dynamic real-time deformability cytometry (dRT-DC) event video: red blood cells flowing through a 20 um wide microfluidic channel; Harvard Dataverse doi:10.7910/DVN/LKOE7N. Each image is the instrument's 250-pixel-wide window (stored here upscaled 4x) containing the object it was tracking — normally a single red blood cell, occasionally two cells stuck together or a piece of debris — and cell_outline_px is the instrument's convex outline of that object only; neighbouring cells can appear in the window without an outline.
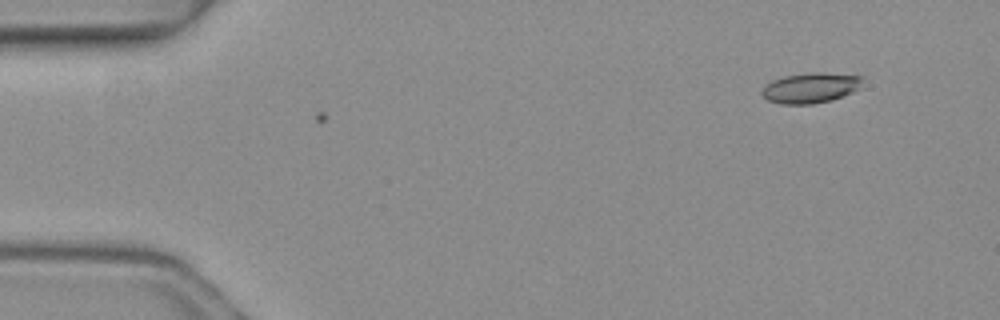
{"species": "common noctule bat (a hibernating species)", "species_latin": "Nyctalus noctula", "temperature_condition": "warm", "stored_images_in_passage": 5, "camera_frame_rate_fps": 3000, "um_per_image_px": 0.085, "animal": {"sex": "female", "body_mass_g": 19.3, "forearm_length_mm": 54.1}, "frame": {"image": 1, "passage_image": 1, "time_ms": 0.0, "image_size_px": [1000, 320], "cell_outline_px": [[864, 76], [860, 88], [852, 92], [832, 100], [812, 104], [780, 104], [768, 100], [760, 92], [764, 84], [772, 80], [784, 76], [812, 72], [820, 72]], "centroid_in_image_um": [68.89, 7.46], "position_along_channel_um": 16.1, "area_um2": 17.92}}
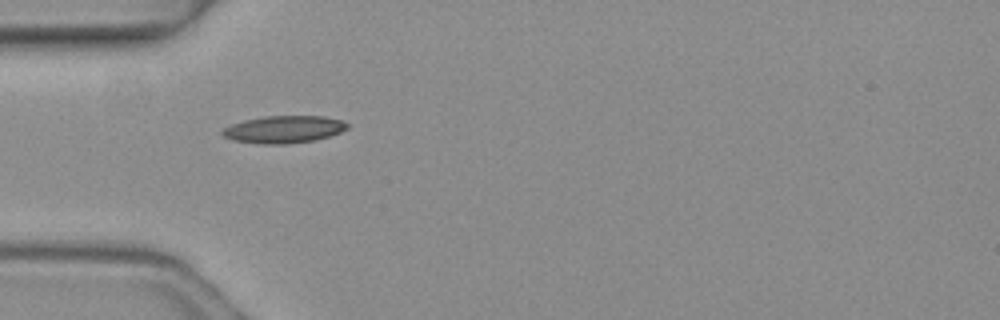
{"frame": {"image": 2, "passage_image": 4, "time_ms": 1.0, "image_size_px": [1000, 320], "cell_outline_px": [[348, 128], [340, 132], [316, 140], [284, 144], [260, 144], [236, 140], [224, 136], [220, 132], [224, 128], [232, 124], [244, 120], [264, 116], [324, 116], [344, 120], [348, 124]], "centroid_in_image_um": [24.15, 10.99], "position_along_channel_um": 60.8, "area_um2": 19.83}}
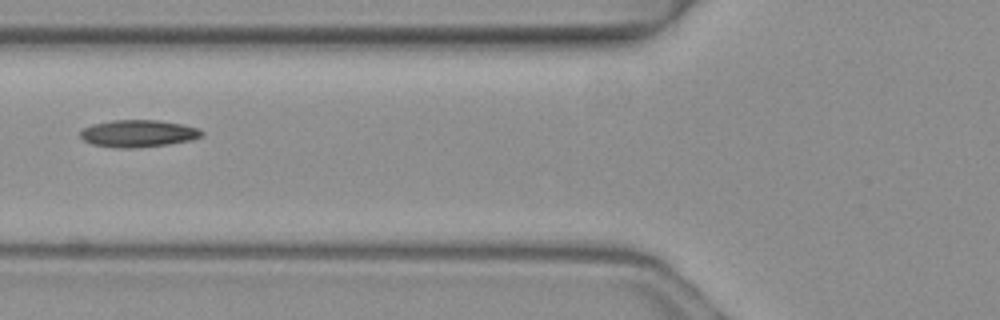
{"frame": {"image": 3, "passage_image": 5, "time_ms": 1.333, "image_size_px": [1000, 320], "cell_outline_px": [[204, 132], [200, 136], [192, 140], [168, 144], [136, 148], [112, 148], [92, 144], [84, 140], [80, 136], [80, 132], [84, 128], [92, 124], [112, 120], [156, 120], [184, 124], [200, 128]], "centroid_in_image_um": [11.75, 11.35], "position_along_channel_um": 114.0, "area_um2": 19.36}}